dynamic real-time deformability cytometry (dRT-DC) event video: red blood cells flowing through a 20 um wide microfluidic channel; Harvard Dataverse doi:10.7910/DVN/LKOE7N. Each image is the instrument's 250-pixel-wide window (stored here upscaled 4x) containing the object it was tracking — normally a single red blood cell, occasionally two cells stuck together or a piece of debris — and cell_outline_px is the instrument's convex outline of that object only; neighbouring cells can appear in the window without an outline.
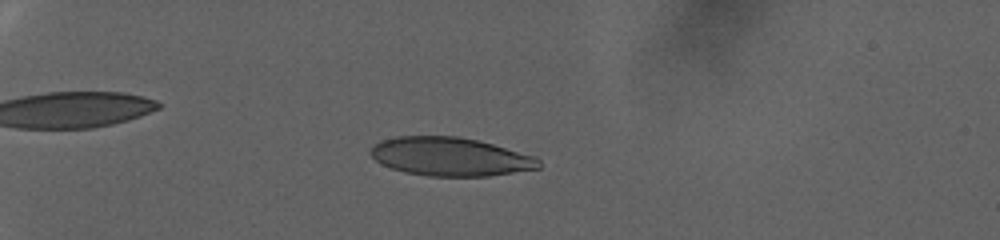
{"species": "human", "species_latin": "Homo sapiens", "temperature_condition": "warm", "stored_images_in_passage": 85, "camera_frame_rate_fps": 3000, "um_per_image_px": 0.085, "donor": {"sex": "female"}, "frame": {"image": 1, "passage_image": 25, "time_ms": 8.0, "image_size_px": [1000, 240], "cell_outline_px": [[540, 168], [488, 176], [428, 176], [404, 172], [392, 168], [376, 160], [368, 152], [380, 140], [396, 136], [456, 136], [476, 140], [492, 144], [536, 156], [540, 160]], "centroid_in_image_um": [38.27, 13.31], "position_along_channel_um": 46.7, "area_um2": 37.63}}
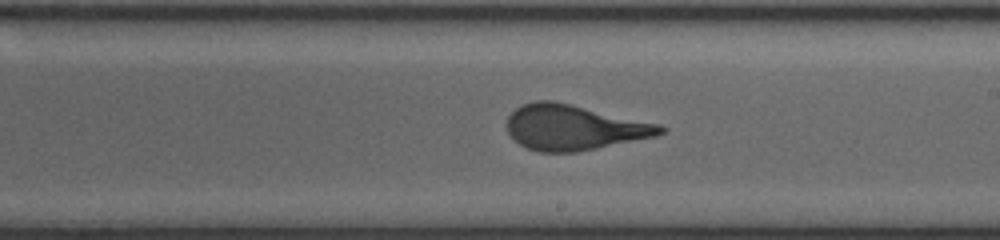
{"frame": {"image": 2, "passage_image": 55, "time_ms": 18.0, "image_size_px": [1000, 240], "cell_outline_px": [[668, 128], [664, 132], [656, 136], [576, 152], [540, 152], [528, 148], [520, 144], [508, 132], [508, 116], [516, 108], [524, 104], [536, 100], [556, 100], [660, 124]], "centroid_in_image_um": [48.81, 10.82], "position_along_channel_um": 240.2, "area_um2": 40.34}}
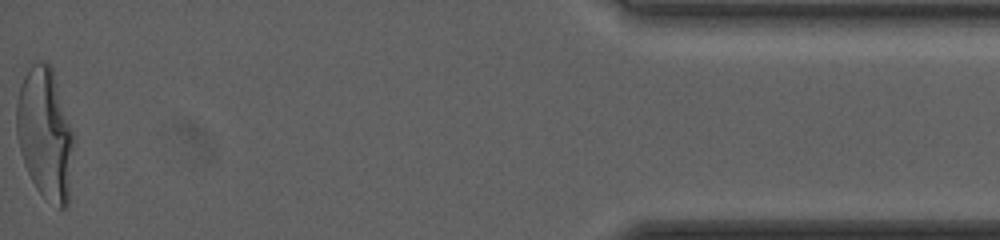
{"frame": {"image": 3, "passage_image": 85, "time_ms": 28.0, "image_size_px": [1000, 240], "cell_outline_px": [[76, 140], [68, 204], [64, 208], [60, 208], [44, 196], [36, 188], [24, 164], [20, 152], [16, 132], [16, 104], [20, 84], [24, 76], [32, 64], [36, 60], [44, 60], [52, 68], [76, 136]], "centroid_in_image_um": [3.87, 11.35], "position_along_channel_um": 431.3, "area_um2": 44.56}, "authors_computed_cell_mechanics": {"area_um2": 39.7664, "velocity_mm_per_s": 2.5689, "shape_relaxation_time_tau1_ms": 8.112, "shape_relaxation_time_tau2_ms": null, "deformation_change_tau1": 0.2632, "deformation_change_tau2": null}}